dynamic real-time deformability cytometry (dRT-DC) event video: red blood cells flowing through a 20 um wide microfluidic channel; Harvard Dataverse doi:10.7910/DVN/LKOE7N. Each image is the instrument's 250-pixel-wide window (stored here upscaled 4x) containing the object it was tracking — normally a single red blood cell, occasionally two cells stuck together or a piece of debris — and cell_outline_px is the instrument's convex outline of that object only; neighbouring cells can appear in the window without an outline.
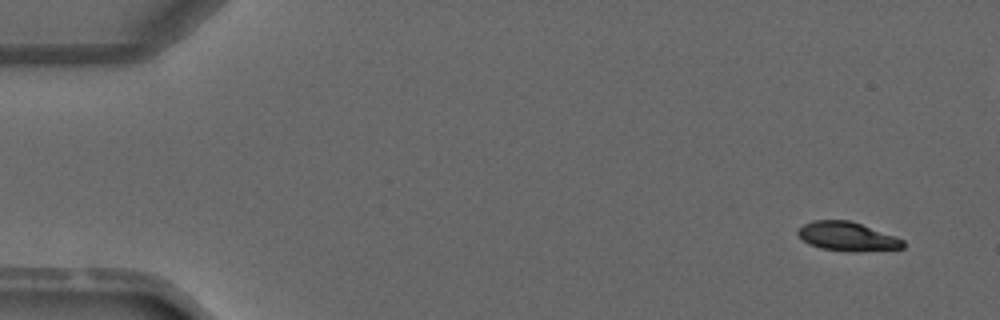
{"species": "common noctule bat (a hibernating species)", "species_latin": "Nyctalus noctula", "temperature_condition": "warm", "stored_images_in_passage": 2, "camera_frame_rate_fps": 3000, "um_per_image_px": 0.085, "animal": {"sex": "male", "forearm_length_mm": 52.5}, "frame": {"image": 1, "passage_image": 1, "time_ms": 0.0, "image_size_px": [1000, 320], "cell_outline_px": [[904, 248], [856, 252], [848, 252], [820, 248], [808, 244], [796, 232], [804, 224], [812, 220], [848, 220], [860, 224], [904, 240]], "centroid_in_image_um": [71.99, 20.11], "position_along_channel_um": 13.0, "area_um2": 17.57}}